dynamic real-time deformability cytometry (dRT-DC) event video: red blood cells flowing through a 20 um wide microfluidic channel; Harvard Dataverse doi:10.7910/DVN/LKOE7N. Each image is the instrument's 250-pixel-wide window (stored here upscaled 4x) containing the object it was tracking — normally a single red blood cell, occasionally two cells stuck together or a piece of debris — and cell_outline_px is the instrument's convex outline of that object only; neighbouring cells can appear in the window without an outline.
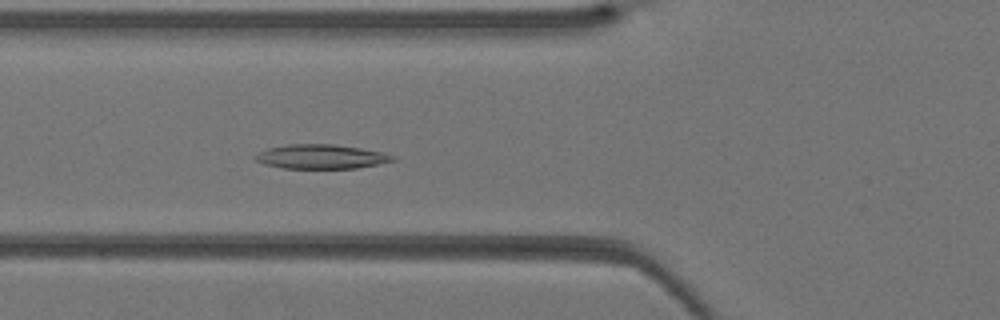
{"species": "Egyptian fruit bat (a non-hibernating species)", "species_latin": "Rousettus aegyptiacus", "temperature_condition": "warm", "stored_images_in_passage": 40, "camera_frame_rate_fps": 3000, "um_per_image_px": 0.085, "animal": {"sex": "female"}, "frame": {"image": 1, "passage_image": 15, "time_ms": 4.667, "image_size_px": [1000, 320], "cell_outline_px": [[396, 160], [356, 168], [284, 168], [264, 164], [256, 160], [252, 156], [268, 148], [288, 144], [332, 144], [360, 148], [384, 152], [396, 156]], "centroid_in_image_um": [27.3, 13.31], "position_along_channel_um": 98.5, "area_um2": 19.36}}
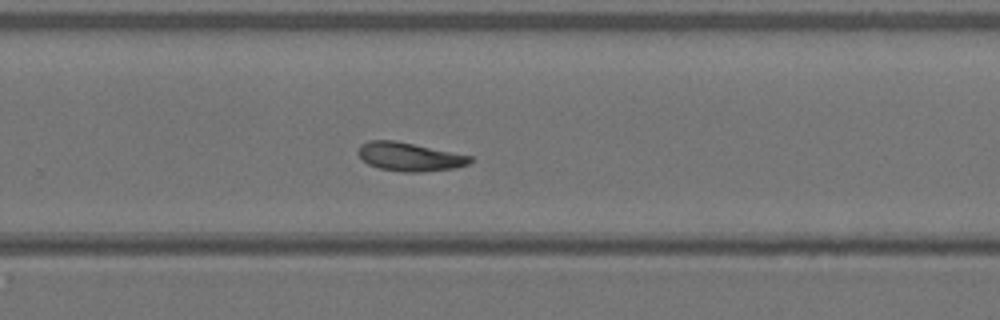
{"frame": {"image": 2, "passage_image": 27, "time_ms": 8.667, "image_size_px": [1000, 320], "cell_outline_px": [[472, 160], [468, 164], [456, 168], [420, 172], [404, 172], [380, 168], [368, 164], [356, 152], [360, 144], [368, 140], [392, 140], [472, 156]], "centroid_in_image_um": [34.78, 13.32], "position_along_channel_um": 295.0, "area_um2": 18.44}}
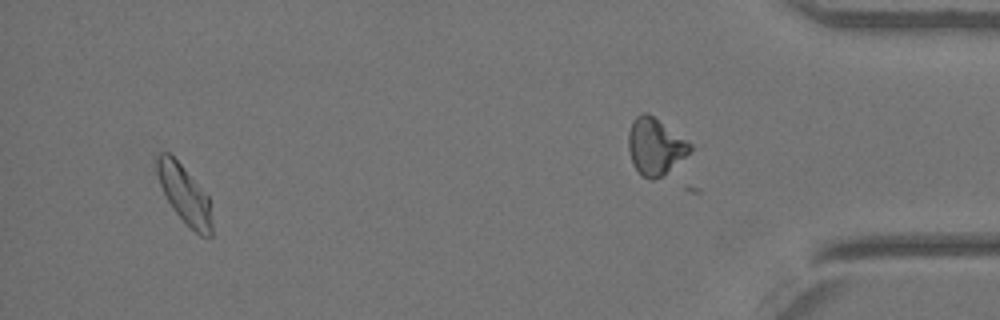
{"frame": {"image": 3, "passage_image": 39, "time_ms": 12.667, "image_size_px": [1000, 320], "cell_outline_px": [[212, 236], [200, 236], [176, 212], [168, 200], [160, 184], [156, 172], [156, 156], [160, 152], [168, 152], [180, 164], [208, 196], [212, 224]], "centroid_in_image_um": [15.67, 16.51], "position_along_channel_um": 419.5, "area_um2": 18.03}}